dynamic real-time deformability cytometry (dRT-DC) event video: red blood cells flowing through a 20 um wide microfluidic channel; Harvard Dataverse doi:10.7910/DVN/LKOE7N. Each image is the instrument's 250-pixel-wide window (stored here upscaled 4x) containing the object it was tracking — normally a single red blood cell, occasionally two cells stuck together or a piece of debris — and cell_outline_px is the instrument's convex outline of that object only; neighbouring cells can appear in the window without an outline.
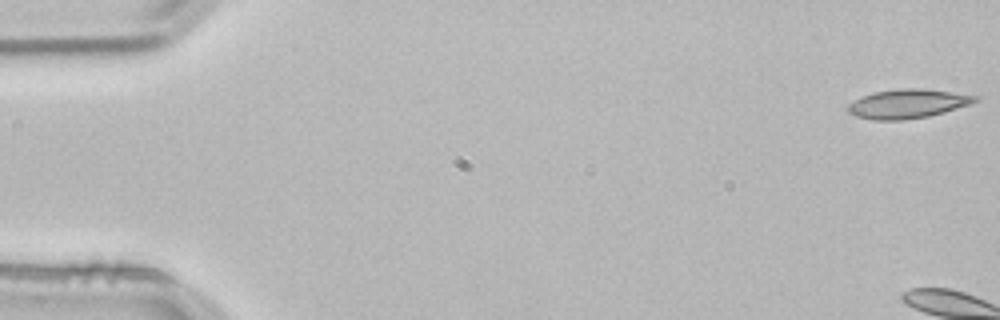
{"species": "common noctule bat (a hibernating species)", "species_latin": "Nyctalus noctula", "temperature_condition": "room temperature", "stored_images_in_passage": 4, "camera_frame_rate_fps": 3000, "um_per_image_px": 0.085, "animal": {"sex": "male", "body_mass_g": 21.5, "forearm_length_mm": 52.0}, "frame": {"image": 1, "passage_image": 4, "time_ms": 1.0, "image_size_px": [1000, 320], "cell_outline_px": [[980, 100], [972, 104], [944, 112], [928, 116], [904, 120], [872, 120], [848, 112], [848, 104], [872, 92], [900, 88], [924, 88], [980, 96]], "centroid_in_image_um": [77.22, 8.81], "position_along_channel_um": 7.8, "area_um2": 21.56}}